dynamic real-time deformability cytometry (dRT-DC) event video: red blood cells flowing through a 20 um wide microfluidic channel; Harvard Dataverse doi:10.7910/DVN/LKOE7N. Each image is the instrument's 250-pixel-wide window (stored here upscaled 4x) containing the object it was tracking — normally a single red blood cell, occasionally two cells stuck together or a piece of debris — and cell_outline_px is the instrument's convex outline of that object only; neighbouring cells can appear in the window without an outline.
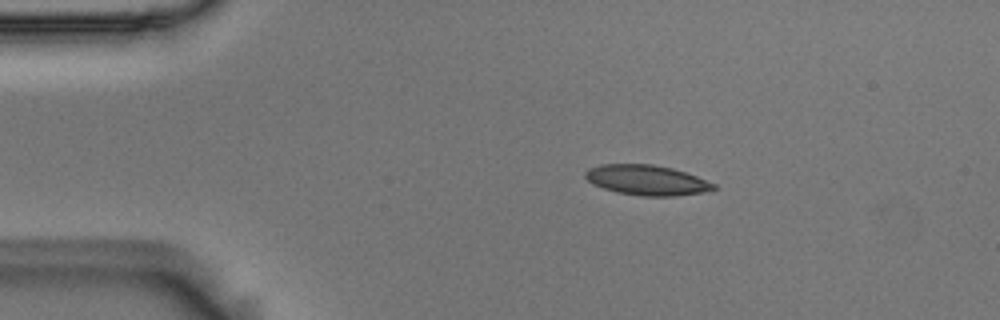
{"species": "Egyptian fruit bat (a non-hibernating species)", "species_latin": "Rousettus aegyptiacus", "temperature_condition": "room temperature", "stored_images_in_passage": 46, "camera_frame_rate_fps": 3000, "um_per_image_px": 0.085, "animal": {"sex": "male"}, "frame": {"image": 1, "passage_image": 1, "time_ms": 0.0, "image_size_px": [1000, 320], "cell_outline_px": [[716, 188], [704, 192], [676, 196], [644, 196], [616, 192], [592, 184], [584, 176], [584, 172], [588, 168], [600, 164], [652, 164], [672, 168], [696, 176], [716, 184]], "centroid_in_image_um": [54.95, 15.3], "position_along_channel_um": 30.1, "area_um2": 22.54}}
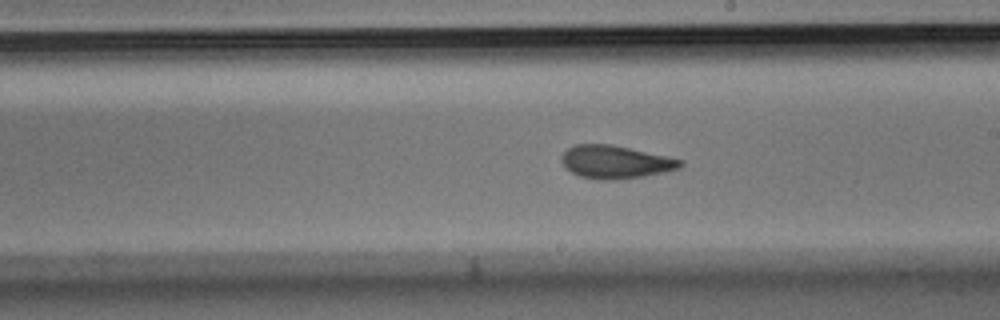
{"frame": {"image": 2, "passage_image": 22, "time_ms": 7.0, "image_size_px": [1000, 320], "cell_outline_px": [[684, 164], [680, 168], [644, 176], [616, 180], [600, 180], [580, 176], [572, 172], [560, 160], [560, 156], [568, 148], [576, 144], [612, 144], [668, 156], [684, 160]], "centroid_in_image_um": [52.33, 13.76], "position_along_channel_um": 236.7, "area_um2": 22.89}}
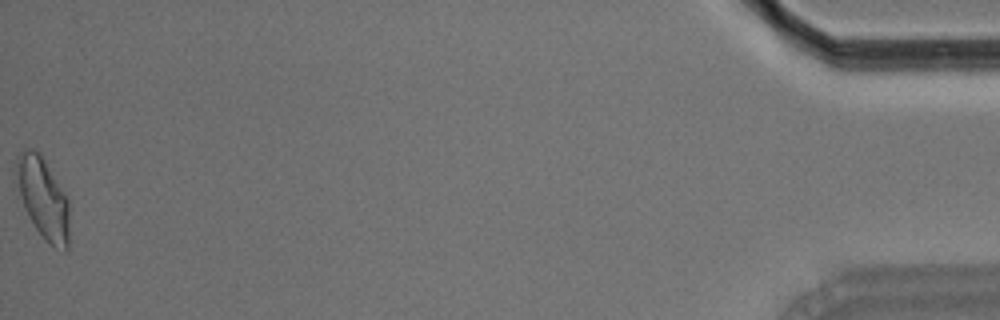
{"frame": {"image": 3, "passage_image": 46, "time_ms": 15.0, "image_size_px": [1000, 320], "cell_outline_px": [[68, 248], [64, 252], [48, 244], [44, 240], [36, 228], [24, 208], [12, 172], [16, 156], [24, 148], [32, 148], [40, 152], [68, 200]], "centroid_in_image_um": [3.6, 16.8], "position_along_channel_um": 431.6, "area_um2": 25.43}, "authors_computed_cell_mechanics": {"area_um2": 22.8599, "velocity_mm_per_s": 3.667, "shape_relaxation_time_tau1_ms": 8.3717, "shape_relaxation_time_tau2_ms": 2.0148, "deformation_change_tau1": 0.2007, "deformation_change_tau2": 0.0894}}